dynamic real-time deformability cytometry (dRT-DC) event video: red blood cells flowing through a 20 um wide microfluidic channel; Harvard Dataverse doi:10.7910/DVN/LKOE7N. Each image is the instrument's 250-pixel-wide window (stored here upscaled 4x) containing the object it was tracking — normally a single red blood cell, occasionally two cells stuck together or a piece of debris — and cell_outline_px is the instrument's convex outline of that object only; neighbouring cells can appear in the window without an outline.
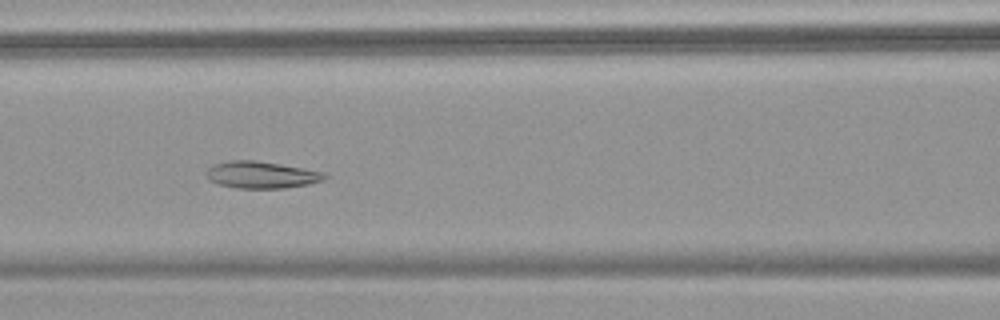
{"species": "common noctule bat (a hibernating species)", "species_latin": "Nyctalus noctula", "temperature_condition": "warm", "stored_images_in_passage": 38, "camera_frame_rate_fps": 3000, "um_per_image_px": 0.085, "animal": {"sex": "female", "body_mass_g": 18.4}, "frame": {"image": 1, "passage_image": 8, "time_ms": 2.333, "image_size_px": [1000, 320], "cell_outline_px": [[328, 176], [324, 180], [308, 184], [284, 188], [236, 188], [220, 184], [212, 180], [208, 176], [208, 168], [212, 164], [232, 160], [256, 160], [304, 168], [324, 172]], "centroid_in_image_um": [22.27, 14.85], "position_along_channel_um": 144.3, "area_um2": 18.38}}
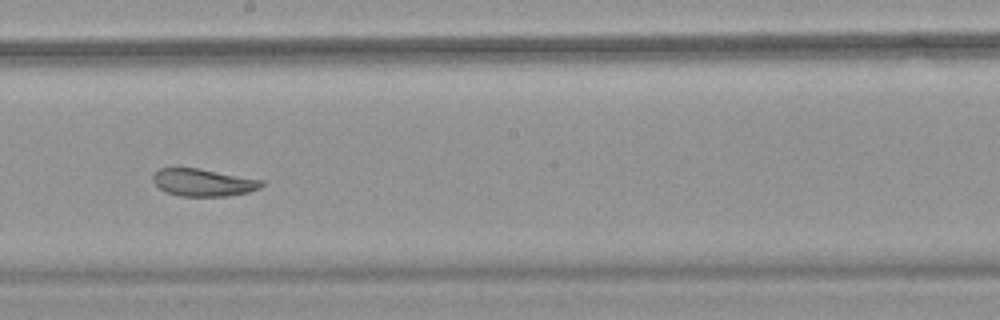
{"frame": {"image": 2, "passage_image": 15, "time_ms": 4.667, "image_size_px": [1000, 320], "cell_outline_px": [[264, 184], [260, 188], [248, 192], [228, 196], [180, 196], [164, 192], [152, 180], [152, 176], [160, 168], [196, 168], [264, 180]], "centroid_in_image_um": [17.28, 15.52], "position_along_channel_um": 230.9, "area_um2": 17.28}}
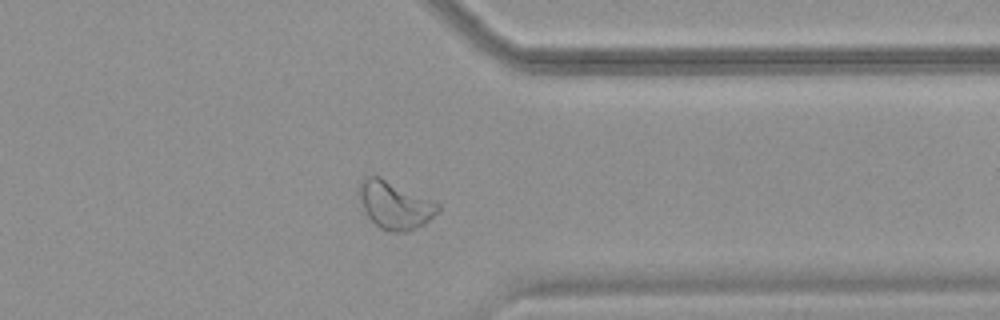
{"frame": {"image": 3, "passage_image": 27, "time_ms": 8.667, "image_size_px": [1000, 320], "cell_outline_px": [[440, 208], [424, 224], [408, 232], [392, 232], [380, 228], [368, 216], [360, 200], [356, 188], [364, 176], [380, 176], [440, 204]], "centroid_in_image_um": [33.52, 17.41], "position_along_channel_um": 377.9, "area_um2": 21.73}, "authors_computed_cell_mechanics": {"area_um2": 18.5538, "velocity_mm_per_s": 3.7376, "shape_relaxation_time_tau1_ms": 10.7209, "shape_relaxation_time_tau2_ms": 2.7408, "deformation_change_tau1": 0.188, "deformation_change_tau2": 0.0602}}